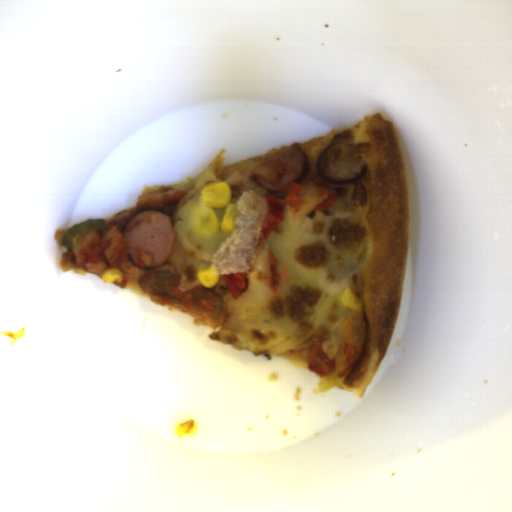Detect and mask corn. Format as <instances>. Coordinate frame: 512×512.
I'll return each instance as SVG.
<instances>
[{
    "mask_svg": "<svg viewBox=\"0 0 512 512\" xmlns=\"http://www.w3.org/2000/svg\"><path fill=\"white\" fill-rule=\"evenodd\" d=\"M195 275L200 285L205 288L217 286L220 281L219 270L215 265H209L207 269H201Z\"/></svg>",
    "mask_w": 512,
    "mask_h": 512,
    "instance_id": "f1292c28",
    "label": "corn"
},
{
    "mask_svg": "<svg viewBox=\"0 0 512 512\" xmlns=\"http://www.w3.org/2000/svg\"><path fill=\"white\" fill-rule=\"evenodd\" d=\"M205 214L198 220L197 233L210 235L215 232H233L239 217L238 205L231 203V188L227 183H215L201 192Z\"/></svg>",
    "mask_w": 512,
    "mask_h": 512,
    "instance_id": "51d56268",
    "label": "corn"
},
{
    "mask_svg": "<svg viewBox=\"0 0 512 512\" xmlns=\"http://www.w3.org/2000/svg\"><path fill=\"white\" fill-rule=\"evenodd\" d=\"M123 274L118 268H108L101 273V278L105 283L122 281Z\"/></svg>",
    "mask_w": 512,
    "mask_h": 512,
    "instance_id": "5cfa1b94",
    "label": "corn"
}]
</instances>
